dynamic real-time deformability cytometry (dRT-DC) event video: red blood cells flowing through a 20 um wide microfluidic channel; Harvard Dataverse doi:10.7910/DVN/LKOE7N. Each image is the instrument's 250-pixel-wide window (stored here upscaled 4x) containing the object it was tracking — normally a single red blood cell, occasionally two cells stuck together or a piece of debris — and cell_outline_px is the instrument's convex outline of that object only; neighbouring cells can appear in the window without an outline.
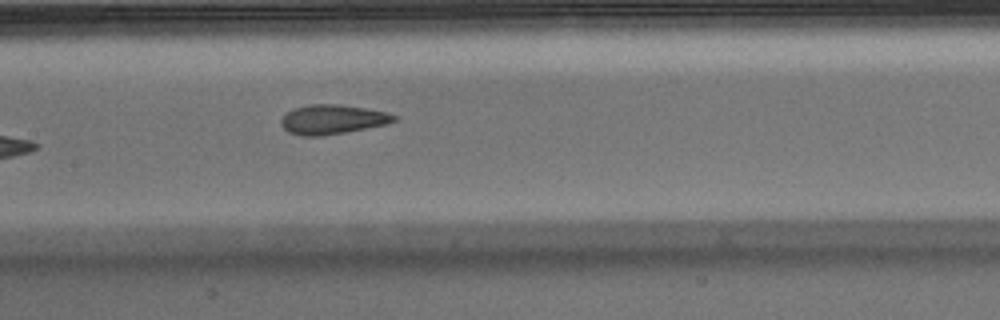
{"species": "Egyptian fruit bat (a non-hibernating species)", "species_latin": "Rousettus aegyptiacus", "temperature_condition": "warm", "stored_images_in_passage": 7, "camera_frame_rate_fps": 3000, "um_per_image_px": 0.085, "animal": {"sex": "male"}, "frame": {"image": 1, "passage_image": 7, "time_ms": 2.0, "image_size_px": [1000, 320], "cell_outline_px": [[396, 120], [388, 124], [348, 132], [320, 136], [300, 136], [288, 132], [280, 124], [280, 120], [292, 108], [312, 104], [340, 104], [388, 112], [396, 116]], "centroid_in_image_um": [28.26, 10.16], "position_along_channel_um": 179.1, "area_um2": 19.54}}